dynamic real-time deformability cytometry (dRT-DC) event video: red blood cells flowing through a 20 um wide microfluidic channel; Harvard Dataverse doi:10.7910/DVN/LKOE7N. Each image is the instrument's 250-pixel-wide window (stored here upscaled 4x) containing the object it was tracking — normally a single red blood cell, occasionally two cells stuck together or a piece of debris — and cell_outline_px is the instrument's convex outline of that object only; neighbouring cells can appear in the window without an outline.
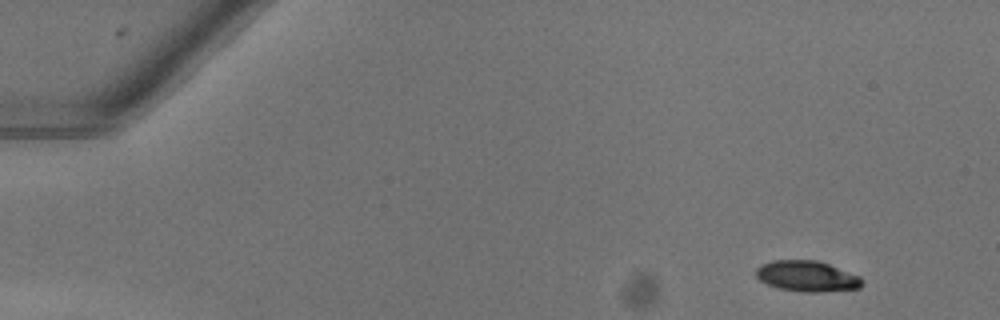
{"species": "common noctule bat (a hibernating species)", "species_latin": "Nyctalus noctula", "temperature_condition": "warm", "stored_images_in_passage": 48, "camera_frame_rate_fps": 3000, "um_per_image_px": 0.085, "animal": {"sex": "female"}, "frame": {"image": 1, "passage_image": 1, "time_ms": 0.0, "image_size_px": [1000, 320], "cell_outline_px": [[864, 280], [860, 288], [820, 292], [804, 292], [780, 288], [768, 284], [760, 280], [756, 276], [756, 268], [760, 264], [772, 260], [816, 260], [828, 264], [860, 276]], "centroid_in_image_um": [68.59, 23.47], "position_along_channel_um": 16.4, "area_um2": 18.96}}
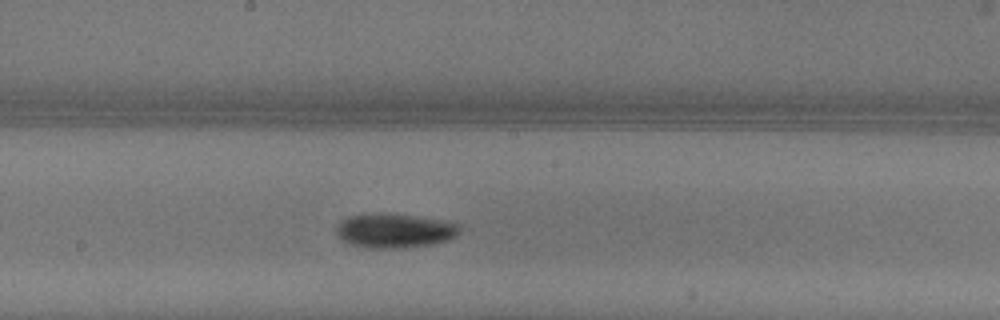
{"frame": {"image": 2, "passage_image": 25, "time_ms": 8.0, "image_size_px": [1000, 320], "cell_outline_px": [[460, 232], [456, 236], [448, 240], [432, 244], [396, 248], [364, 248], [348, 244], [340, 240], [336, 232], [336, 228], [340, 220], [348, 216], [372, 212], [376, 212], [416, 216], [440, 220], [460, 224]], "centroid_in_image_um": [33.48, 19.6], "position_along_channel_um": 214.7, "area_um2": 25.03}}
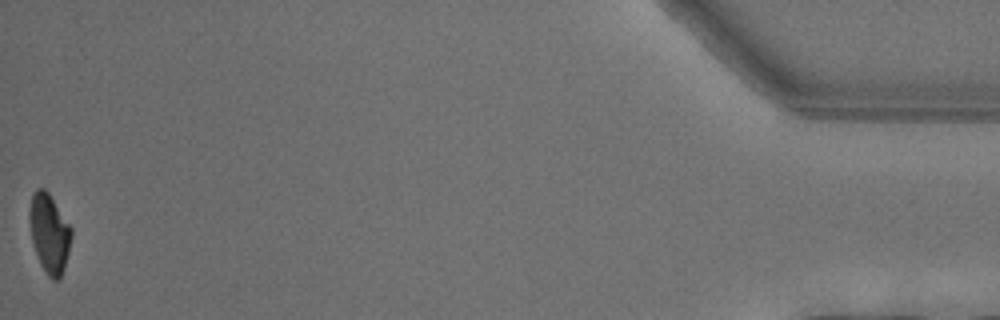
{"frame": {"image": 3, "passage_image": 48, "time_ms": 15.667, "image_size_px": [1000, 320], "cell_outline_px": [[72, 236], [64, 268], [60, 276], [56, 280], [52, 280], [48, 276], [40, 264], [32, 240], [28, 216], [28, 212], [32, 192], [36, 188], [44, 188], [48, 192], [72, 228]], "centroid_in_image_um": [4.17, 19.79], "position_along_channel_um": 431.0, "area_um2": 19.25}, "authors_computed_cell_mechanics": {"area_um2": 21.1259, "velocity_mm_per_s": 4.0742, "shape_relaxation_time_tau1_ms": 3.7159, "shape_relaxation_time_tau2_ms": null, "deformation_change_tau1": 0.1582, "deformation_change_tau2": null}}